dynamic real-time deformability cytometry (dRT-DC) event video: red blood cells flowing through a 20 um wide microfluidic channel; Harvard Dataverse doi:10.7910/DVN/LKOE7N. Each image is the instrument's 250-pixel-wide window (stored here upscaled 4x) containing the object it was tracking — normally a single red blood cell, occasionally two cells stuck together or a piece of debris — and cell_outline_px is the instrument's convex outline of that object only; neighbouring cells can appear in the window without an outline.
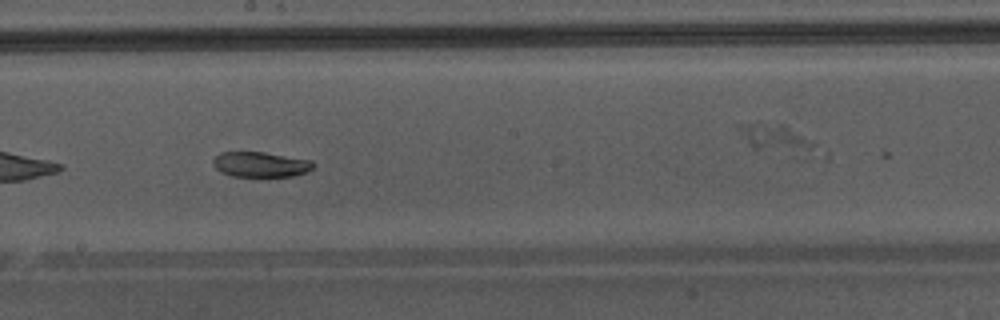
{"species": "Egyptian fruit bat (a non-hibernating species)", "species_latin": "Rousettus aegyptiacus", "temperature_condition": "warm", "stored_images_in_passage": 32, "camera_frame_rate_fps": 3000, "um_per_image_px": 0.085, "animal": {"sex": "male"}, "frame": {"image": 1, "passage_image": 11, "time_ms": 3.333, "image_size_px": [1000, 320], "cell_outline_px": [[316, 164], [312, 168], [304, 172], [292, 176], [232, 176], [220, 172], [212, 164], [212, 160], [220, 152], [264, 152], [312, 160]], "centroid_in_image_um": [22.13, 13.97], "position_along_channel_um": 226.1, "area_um2": 14.68}, "authors_computed_cell_mechanics": {"area_um2": 16.2996, "velocity_mm_per_s": 4.3222, "shape_relaxation_time_tau1_ms": 4.895, "shape_relaxation_time_tau2_ms": 6.5816, "deformation_change_tau1": 0.1471, "deformation_change_tau2": 0.0789}}